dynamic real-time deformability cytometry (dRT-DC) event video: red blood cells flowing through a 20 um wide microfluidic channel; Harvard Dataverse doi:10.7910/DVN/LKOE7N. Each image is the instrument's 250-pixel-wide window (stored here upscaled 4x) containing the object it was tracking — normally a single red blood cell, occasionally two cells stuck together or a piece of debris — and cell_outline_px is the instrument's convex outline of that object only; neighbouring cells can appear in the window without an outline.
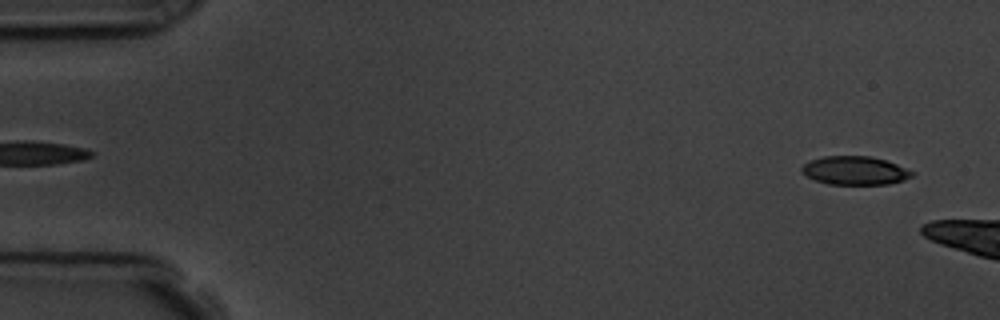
{"species": "common noctule bat (a hibernating species)", "species_latin": "Nyctalus noctula", "temperature_condition": "room temperature", "stored_images_in_passage": 4, "segment_of_instrument_passage": [2, 2], "camera_frame_rate_fps": 3000, "um_per_image_px": 0.085, "animal": {"sex": "male", "body_mass_g": 19.5, "forearm_length_mm": 54.6}, "frame": {"image": 1, "passage_image": 4, "time_ms": 3.667, "image_size_px": [1000, 320], "cell_outline_px": [[916, 172], [912, 176], [904, 180], [888, 184], [828, 184], [816, 180], [800, 172], [800, 168], [808, 160], [824, 156], [872, 156], [896, 164]], "centroid_in_image_um": [72.66, 14.49], "position_along_channel_um": 12.3, "area_um2": 18.38}}